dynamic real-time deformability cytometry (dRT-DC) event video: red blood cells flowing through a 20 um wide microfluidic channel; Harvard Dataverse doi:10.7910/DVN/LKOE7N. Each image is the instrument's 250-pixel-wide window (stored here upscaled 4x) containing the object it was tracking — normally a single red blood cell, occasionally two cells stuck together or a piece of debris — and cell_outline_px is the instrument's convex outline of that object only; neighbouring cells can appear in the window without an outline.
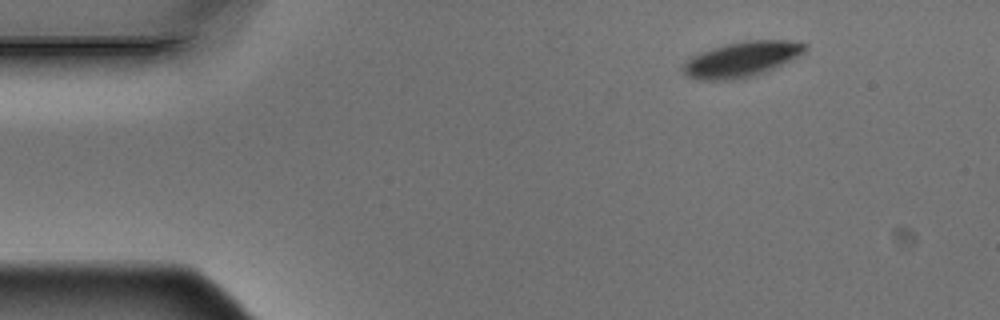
{"species": "Egyptian fruit bat (a non-hibernating species)", "species_latin": "Rousettus aegyptiacus", "temperature_condition": "warm", "stored_images_in_passage": 4, "camera_frame_rate_fps": 3000, "um_per_image_px": 0.085, "animal": {"sex": "male"}, "frame": {"image": 1, "passage_image": 1, "time_ms": 0.0, "image_size_px": [1000, 320], "cell_outline_px": [[808, 44], [804, 52], [764, 72], [752, 76], [732, 80], [700, 80], [688, 76], [684, 72], [684, 64], [692, 56], [700, 52], [724, 44], [744, 40], [800, 40]], "centroid_in_image_um": [63.05, 5.01], "position_along_channel_um": 21.9, "area_um2": 24.8}}
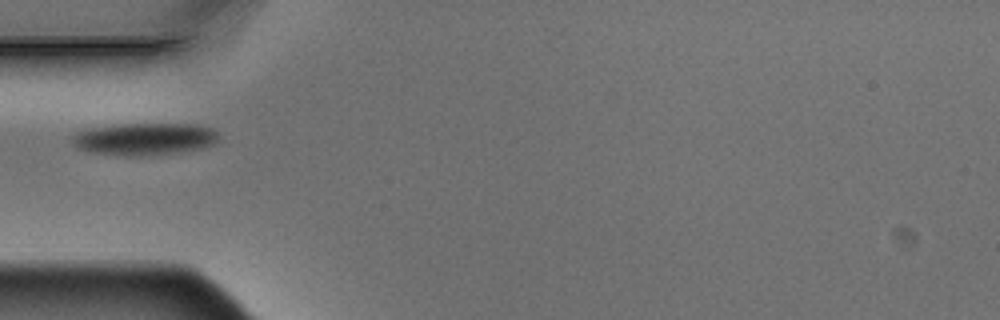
{"frame": {"image": 2, "passage_image": 4, "time_ms": 1.0, "image_size_px": [1000, 320], "cell_outline_px": [[220, 140], [216, 144], [200, 148], [180, 152], [140, 156], [124, 156], [92, 152], [76, 148], [72, 140], [72, 136], [76, 132], [84, 128], [120, 124], [196, 124], [212, 128], [216, 132]], "centroid_in_image_um": [12.27, 11.81], "position_along_channel_um": 72.7, "area_um2": 27.8}}